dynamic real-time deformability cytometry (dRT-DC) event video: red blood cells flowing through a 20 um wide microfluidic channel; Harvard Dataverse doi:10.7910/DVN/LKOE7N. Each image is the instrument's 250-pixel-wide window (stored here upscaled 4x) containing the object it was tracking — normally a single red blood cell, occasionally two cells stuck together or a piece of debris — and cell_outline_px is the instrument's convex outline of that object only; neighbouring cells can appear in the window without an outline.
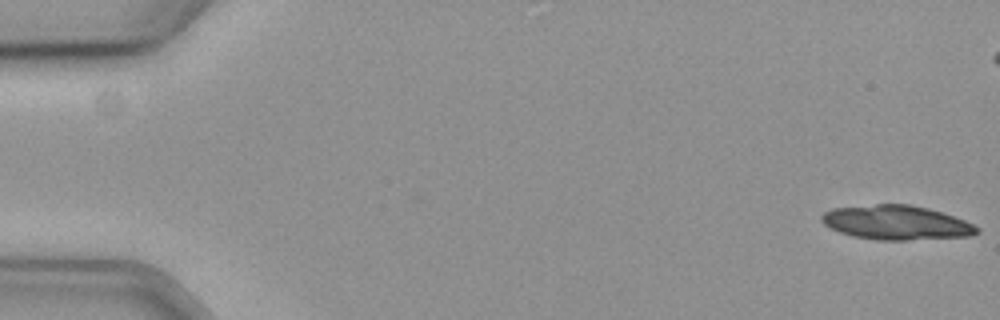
{"species": "common noctule bat (a hibernating species)", "species_latin": "Nyctalus noctula", "temperature_condition": "cold", "stored_images_in_passage": 17, "camera_frame_rate_fps": 3000, "um_per_image_px": 0.085, "animal": {"sex": "female", "body_mass_g": 19.3, "forearm_length_mm": 54.1}, "frame": {"image": 1, "passage_image": 1, "time_ms": 0.0, "image_size_px": [1000, 320], "cell_outline_px": [[980, 232], [968, 236], [908, 240], [880, 240], [852, 236], [840, 232], [824, 224], [820, 220], [820, 216], [824, 212], [832, 208], [876, 204], [908, 204], [928, 208], [964, 220], [980, 228]], "centroid_in_image_um": [76.17, 18.92], "position_along_channel_um": 8.8, "area_um2": 30.92}}